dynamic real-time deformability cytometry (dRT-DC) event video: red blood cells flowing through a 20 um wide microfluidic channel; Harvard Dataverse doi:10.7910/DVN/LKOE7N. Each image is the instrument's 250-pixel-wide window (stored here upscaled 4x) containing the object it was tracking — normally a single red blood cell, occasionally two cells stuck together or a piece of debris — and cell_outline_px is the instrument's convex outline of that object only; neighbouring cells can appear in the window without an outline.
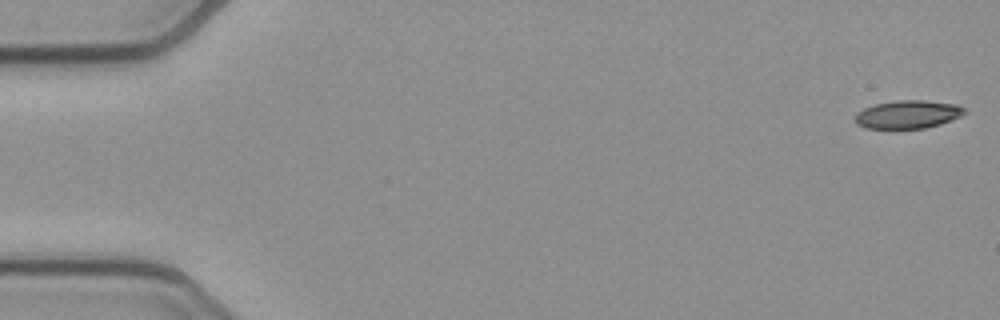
{"species": "common noctule bat (a hibernating species)", "species_latin": "Nyctalus noctula", "temperature_condition": "cold", "stored_images_in_passage": 52, "camera_frame_rate_fps": 3000, "um_per_image_px": 0.085, "animal": {"sex": "female", "body_mass_g": 21.9}, "frame": {"image": 1, "passage_image": 1, "time_ms": 0.0, "image_size_px": [1000, 320], "cell_outline_px": [[968, 112], [960, 116], [940, 124], [924, 128], [864, 128], [856, 124], [856, 112], [864, 108], [876, 104], [896, 100], [924, 100], [956, 104], [964, 108]], "centroid_in_image_um": [77.17, 9.72], "position_along_channel_um": 7.8, "area_um2": 17.86}}
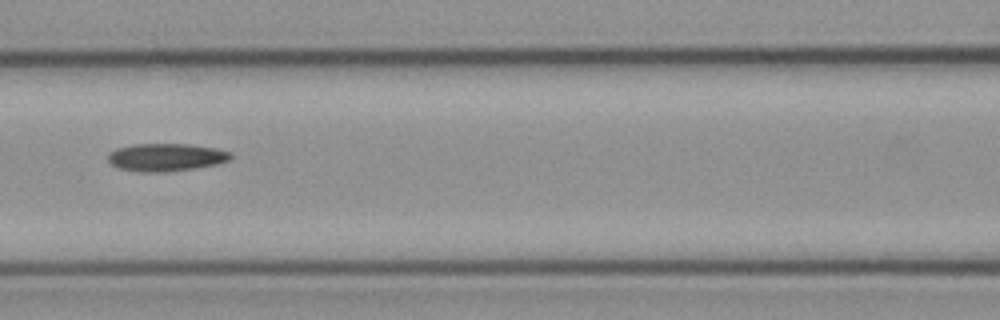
{"frame": {"image": 2, "passage_image": 23, "time_ms": 7.333, "image_size_px": [1000, 320], "cell_outline_px": [[232, 156], [228, 160], [220, 164], [196, 168], [168, 172], [140, 172], [116, 168], [108, 160], [108, 152], [116, 148], [132, 144], [188, 144], [212, 148], [232, 152]], "centroid_in_image_um": [14.08, 13.38], "position_along_channel_um": 152.5, "area_um2": 20.06}}
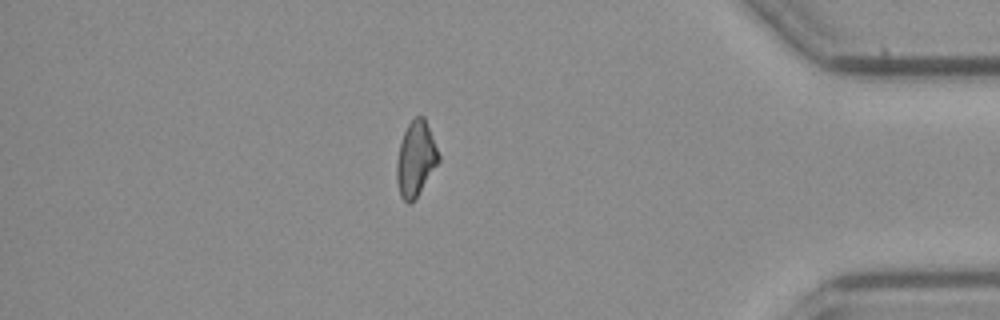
{"frame": {"image": 3, "passage_image": 45, "time_ms": 14.667, "image_size_px": [1000, 320], "cell_outline_px": [[440, 160], [412, 204], [408, 204], [400, 196], [396, 180], [396, 160], [400, 144], [404, 132], [408, 124], [416, 116], [424, 116], [440, 156]], "centroid_in_image_um": [35.32, 13.53], "position_along_channel_um": 399.9, "area_um2": 18.26}}